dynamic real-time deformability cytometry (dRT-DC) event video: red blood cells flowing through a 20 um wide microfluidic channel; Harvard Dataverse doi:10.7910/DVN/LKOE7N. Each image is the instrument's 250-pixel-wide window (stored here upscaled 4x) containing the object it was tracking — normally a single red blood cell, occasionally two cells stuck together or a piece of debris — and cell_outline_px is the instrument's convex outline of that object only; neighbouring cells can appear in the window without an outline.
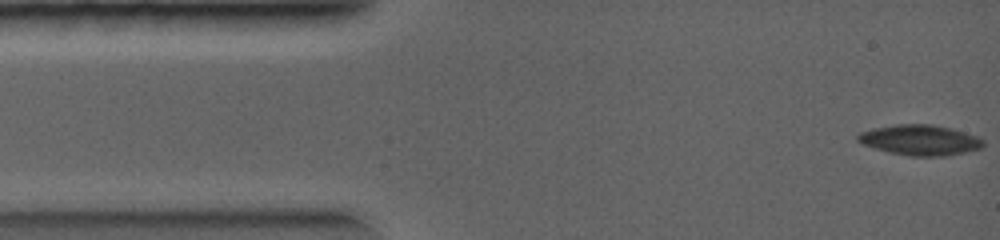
{"species": "common noctule bat (a hibernating species)", "species_latin": "Nyctalus noctula", "temperature_condition": "warm", "stored_images_in_passage": 36, "camera_frame_rate_fps": 5000, "um_per_image_px": 0.085, "animal": {"sex": "female", "body_mass_g": 19.0, "forearm_length_mm": 56.7}, "frame": {"image": 1, "passage_image": 1, "time_ms": 0.0, "image_size_px": [1000, 240], "cell_outline_px": [[984, 144], [980, 148], [948, 156], [908, 156], [888, 152], [864, 144], [856, 140], [856, 136], [860, 132], [872, 128], [896, 124], [932, 124], [952, 128], [976, 136], [984, 140]], "centroid_in_image_um": [78.19, 11.9], "position_along_channel_um": 6.8, "area_um2": 22.25}}
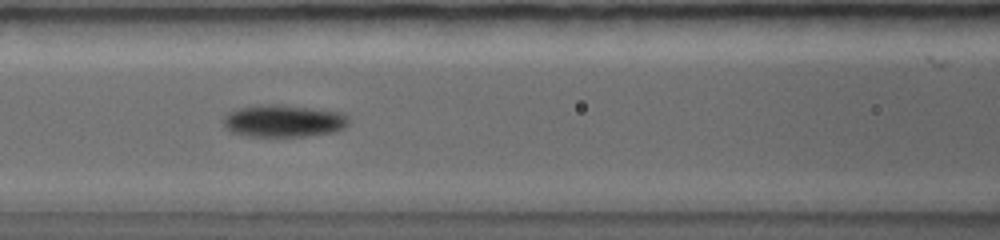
{"frame": {"image": 2, "passage_image": 13, "time_ms": 3.6, "image_size_px": [1000, 240], "cell_outline_px": [[348, 124], [344, 128], [332, 132], [304, 136], [248, 136], [232, 132], [224, 128], [220, 120], [228, 112], [236, 108], [272, 104], [276, 104], [344, 112], [348, 116]], "centroid_in_image_um": [24.06, 10.28], "position_along_channel_um": 142.5, "area_um2": 23.64}}
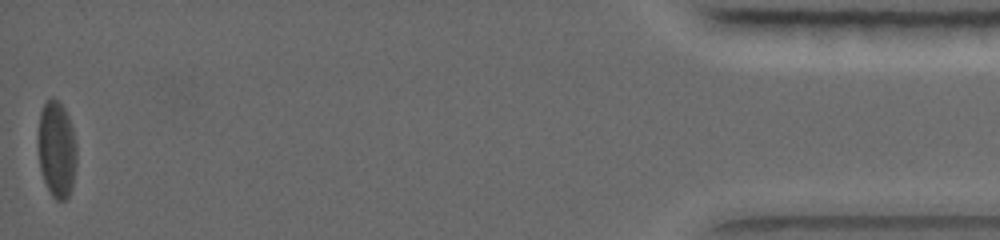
{"frame": {"image": 3, "passage_image": 36, "time_ms": 10.2, "image_size_px": [1000, 240], "cell_outline_px": [[76, 164], [72, 188], [68, 196], [64, 200], [56, 200], [52, 196], [44, 180], [40, 168], [36, 140], [36, 136], [40, 112], [44, 104], [52, 96], [64, 108], [68, 116], [72, 128], [76, 144]], "centroid_in_image_um": [4.79, 12.68], "position_along_channel_um": 430.4, "area_um2": 21.96}}